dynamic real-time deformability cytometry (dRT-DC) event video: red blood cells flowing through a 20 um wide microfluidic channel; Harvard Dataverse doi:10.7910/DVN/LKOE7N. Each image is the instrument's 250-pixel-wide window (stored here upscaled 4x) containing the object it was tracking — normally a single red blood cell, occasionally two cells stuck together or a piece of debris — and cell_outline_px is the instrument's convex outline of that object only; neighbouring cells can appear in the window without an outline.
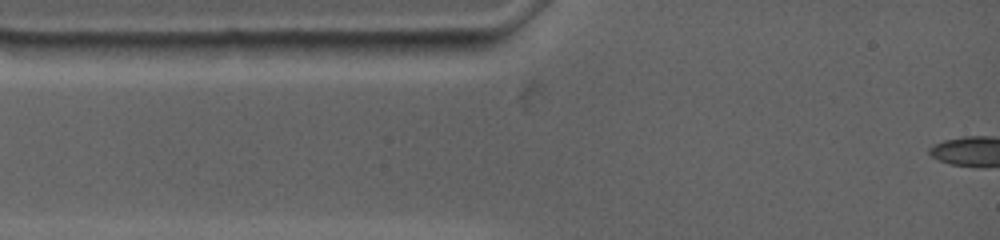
{"species": "common noctule bat (a hibernating species)", "species_latin": "Nyctalus noctula", "temperature_condition": "warm", "stored_images_in_passage": 2, "camera_frame_rate_fps": 4500, "um_per_image_px": 0.085, "animal": {"sex": "female", "body_mass_g": 19.0, "forearm_length_mm": 53.3}, "frame": {"image": 1, "passage_image": 1, "time_ms": 0.0, "image_size_px": [1000, 240], "cell_outline_px": [[264, 56], [252, 60], [156, 60], [156, 44], [228, 40], [248, 40], [260, 44], [264, 52]], "centroid_in_image_um": [17.86, 4.31], "position_along_channel_um": 67.1, "area_um2": 13.99}}